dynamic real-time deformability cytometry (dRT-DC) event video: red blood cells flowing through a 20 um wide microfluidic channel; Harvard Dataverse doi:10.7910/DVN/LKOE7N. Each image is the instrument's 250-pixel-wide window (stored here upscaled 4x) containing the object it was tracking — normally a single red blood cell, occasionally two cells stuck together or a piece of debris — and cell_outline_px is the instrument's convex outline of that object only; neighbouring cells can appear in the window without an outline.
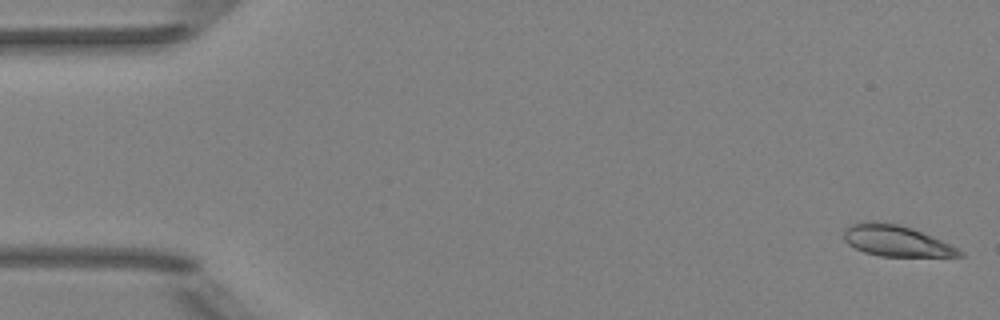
{"species": "Egyptian fruit bat (a non-hibernating species)", "species_latin": "Rousettus aegyptiacus", "temperature_condition": "room temperature", "stored_images_in_passage": 51, "camera_frame_rate_fps": 3000, "um_per_image_px": 0.085, "animal": {"sex": "female"}, "frame": {"image": 1, "passage_image": 1, "time_ms": 0.0, "image_size_px": [1000, 320], "cell_outline_px": [[964, 256], [880, 256], [864, 252], [848, 244], [844, 240], [844, 232], [852, 224], [872, 220], [896, 224], [912, 228], [940, 240], [964, 252]], "centroid_in_image_um": [76.15, 20.47], "position_along_channel_um": 8.9, "area_um2": 20.52}}
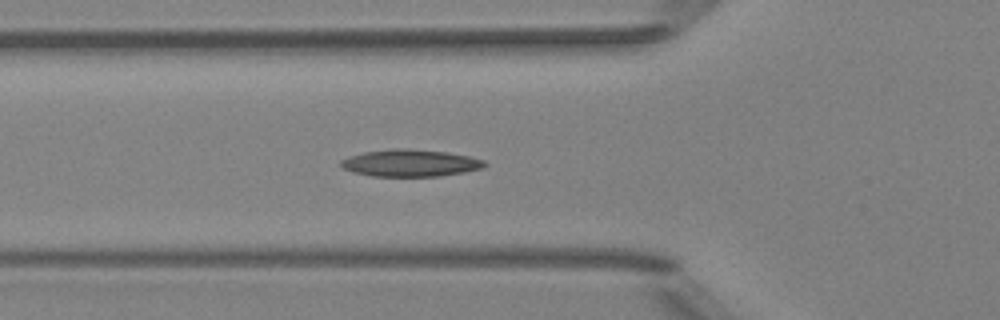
{"frame": {"image": 2, "passage_image": 18, "time_ms": 5.667, "image_size_px": [1000, 320], "cell_outline_px": [[488, 164], [484, 168], [464, 172], [440, 176], [372, 176], [352, 172], [340, 168], [340, 160], [348, 156], [364, 152], [392, 148], [404, 148], [444, 152], [468, 156], [484, 160]], "centroid_in_image_um": [34.84, 13.86], "position_along_channel_um": 91.0, "area_um2": 22.77}}
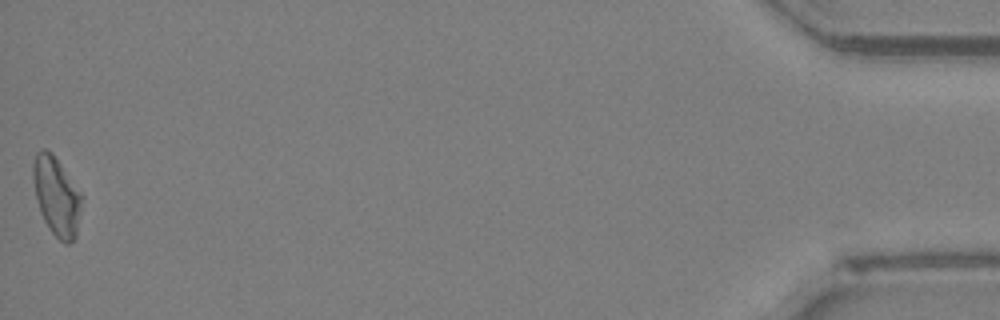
{"frame": {"image": 3, "passage_image": 51, "time_ms": 16.667, "image_size_px": [1000, 320], "cell_outline_px": [[84, 196], [76, 236], [68, 244], [64, 244], [52, 232], [44, 220], [40, 212], [36, 196], [32, 176], [32, 164], [36, 152], [40, 148], [44, 148], [52, 152]], "centroid_in_image_um": [4.82, 16.65], "position_along_channel_um": 430.4, "area_um2": 22.54}, "authors_computed_cell_mechanics": {"area_um2": 21.3282, "velocity_mm_per_s": 3.9995, "shape_relaxation_time_tau1_ms": null, "shape_relaxation_time_tau2_ms": 3.3815, "deformation_change_tau1": null, "deformation_change_tau2": 0.1095}}